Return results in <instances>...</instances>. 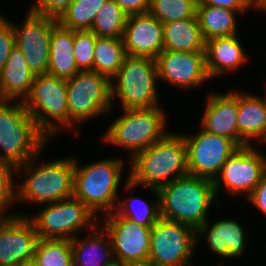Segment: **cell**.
Here are the masks:
<instances>
[{
    "mask_svg": "<svg viewBox=\"0 0 266 266\" xmlns=\"http://www.w3.org/2000/svg\"><path fill=\"white\" fill-rule=\"evenodd\" d=\"M71 2L72 0H37L36 4L34 3L30 10L47 17L58 19Z\"/></svg>",
    "mask_w": 266,
    "mask_h": 266,
    "instance_id": "obj_37",
    "label": "cell"
},
{
    "mask_svg": "<svg viewBox=\"0 0 266 266\" xmlns=\"http://www.w3.org/2000/svg\"><path fill=\"white\" fill-rule=\"evenodd\" d=\"M163 50L205 53L198 17L180 19L163 24Z\"/></svg>",
    "mask_w": 266,
    "mask_h": 266,
    "instance_id": "obj_24",
    "label": "cell"
},
{
    "mask_svg": "<svg viewBox=\"0 0 266 266\" xmlns=\"http://www.w3.org/2000/svg\"><path fill=\"white\" fill-rule=\"evenodd\" d=\"M158 79L190 89L210 79L205 53L163 50L156 58Z\"/></svg>",
    "mask_w": 266,
    "mask_h": 266,
    "instance_id": "obj_16",
    "label": "cell"
},
{
    "mask_svg": "<svg viewBox=\"0 0 266 266\" xmlns=\"http://www.w3.org/2000/svg\"><path fill=\"white\" fill-rule=\"evenodd\" d=\"M34 78L22 52L14 46L0 72V100L24 102L30 94Z\"/></svg>",
    "mask_w": 266,
    "mask_h": 266,
    "instance_id": "obj_21",
    "label": "cell"
},
{
    "mask_svg": "<svg viewBox=\"0 0 266 266\" xmlns=\"http://www.w3.org/2000/svg\"><path fill=\"white\" fill-rule=\"evenodd\" d=\"M208 220L196 230V244L200 236H206L205 240L209 249L225 257H238L244 252L246 245V232L241 225L231 219H224L208 226Z\"/></svg>",
    "mask_w": 266,
    "mask_h": 266,
    "instance_id": "obj_20",
    "label": "cell"
},
{
    "mask_svg": "<svg viewBox=\"0 0 266 266\" xmlns=\"http://www.w3.org/2000/svg\"><path fill=\"white\" fill-rule=\"evenodd\" d=\"M237 11L210 5H197L196 15L205 41L237 35Z\"/></svg>",
    "mask_w": 266,
    "mask_h": 266,
    "instance_id": "obj_27",
    "label": "cell"
},
{
    "mask_svg": "<svg viewBox=\"0 0 266 266\" xmlns=\"http://www.w3.org/2000/svg\"><path fill=\"white\" fill-rule=\"evenodd\" d=\"M158 192L161 218L195 230L208 220V208L216 197L212 180L190 174L161 186Z\"/></svg>",
    "mask_w": 266,
    "mask_h": 266,
    "instance_id": "obj_2",
    "label": "cell"
},
{
    "mask_svg": "<svg viewBox=\"0 0 266 266\" xmlns=\"http://www.w3.org/2000/svg\"><path fill=\"white\" fill-rule=\"evenodd\" d=\"M207 100L201 118L203 130L229 138L238 145V93H211Z\"/></svg>",
    "mask_w": 266,
    "mask_h": 266,
    "instance_id": "obj_19",
    "label": "cell"
},
{
    "mask_svg": "<svg viewBox=\"0 0 266 266\" xmlns=\"http://www.w3.org/2000/svg\"><path fill=\"white\" fill-rule=\"evenodd\" d=\"M183 135L187 146L188 173L214 181L227 158L239 146L231 139L209 133Z\"/></svg>",
    "mask_w": 266,
    "mask_h": 266,
    "instance_id": "obj_14",
    "label": "cell"
},
{
    "mask_svg": "<svg viewBox=\"0 0 266 266\" xmlns=\"http://www.w3.org/2000/svg\"><path fill=\"white\" fill-rule=\"evenodd\" d=\"M22 25L12 23L15 46L22 52L34 75L46 74L49 68L50 38L57 19L38 14L32 10Z\"/></svg>",
    "mask_w": 266,
    "mask_h": 266,
    "instance_id": "obj_13",
    "label": "cell"
},
{
    "mask_svg": "<svg viewBox=\"0 0 266 266\" xmlns=\"http://www.w3.org/2000/svg\"><path fill=\"white\" fill-rule=\"evenodd\" d=\"M123 111V116L111 124L102 138L109 144L128 149L132 152L131 158L167 134L166 116L159 106Z\"/></svg>",
    "mask_w": 266,
    "mask_h": 266,
    "instance_id": "obj_7",
    "label": "cell"
},
{
    "mask_svg": "<svg viewBox=\"0 0 266 266\" xmlns=\"http://www.w3.org/2000/svg\"><path fill=\"white\" fill-rule=\"evenodd\" d=\"M196 245L193 227L160 218L151 228L148 261L157 266H191Z\"/></svg>",
    "mask_w": 266,
    "mask_h": 266,
    "instance_id": "obj_11",
    "label": "cell"
},
{
    "mask_svg": "<svg viewBox=\"0 0 266 266\" xmlns=\"http://www.w3.org/2000/svg\"><path fill=\"white\" fill-rule=\"evenodd\" d=\"M73 196L84 203L95 215L100 210L106 214L116 208L123 162L118 159L100 160L78 167L74 159ZM113 209V210H112Z\"/></svg>",
    "mask_w": 266,
    "mask_h": 266,
    "instance_id": "obj_5",
    "label": "cell"
},
{
    "mask_svg": "<svg viewBox=\"0 0 266 266\" xmlns=\"http://www.w3.org/2000/svg\"><path fill=\"white\" fill-rule=\"evenodd\" d=\"M37 240L36 229L28 216L7 217L0 224V266H17L34 258Z\"/></svg>",
    "mask_w": 266,
    "mask_h": 266,
    "instance_id": "obj_17",
    "label": "cell"
},
{
    "mask_svg": "<svg viewBox=\"0 0 266 266\" xmlns=\"http://www.w3.org/2000/svg\"><path fill=\"white\" fill-rule=\"evenodd\" d=\"M238 146L250 145V139L259 141L266 129V92L265 98L251 94L238 93Z\"/></svg>",
    "mask_w": 266,
    "mask_h": 266,
    "instance_id": "obj_23",
    "label": "cell"
},
{
    "mask_svg": "<svg viewBox=\"0 0 266 266\" xmlns=\"http://www.w3.org/2000/svg\"><path fill=\"white\" fill-rule=\"evenodd\" d=\"M197 5H210L227 8L237 12L245 13L250 8V0H198Z\"/></svg>",
    "mask_w": 266,
    "mask_h": 266,
    "instance_id": "obj_38",
    "label": "cell"
},
{
    "mask_svg": "<svg viewBox=\"0 0 266 266\" xmlns=\"http://www.w3.org/2000/svg\"><path fill=\"white\" fill-rule=\"evenodd\" d=\"M198 0H150L149 13L162 24L197 16Z\"/></svg>",
    "mask_w": 266,
    "mask_h": 266,
    "instance_id": "obj_33",
    "label": "cell"
},
{
    "mask_svg": "<svg viewBox=\"0 0 266 266\" xmlns=\"http://www.w3.org/2000/svg\"><path fill=\"white\" fill-rule=\"evenodd\" d=\"M34 259L38 266H74L70 240L38 239Z\"/></svg>",
    "mask_w": 266,
    "mask_h": 266,
    "instance_id": "obj_32",
    "label": "cell"
},
{
    "mask_svg": "<svg viewBox=\"0 0 266 266\" xmlns=\"http://www.w3.org/2000/svg\"><path fill=\"white\" fill-rule=\"evenodd\" d=\"M206 70L209 78L225 71H234L247 61V56L237 35L215 37L205 44Z\"/></svg>",
    "mask_w": 266,
    "mask_h": 266,
    "instance_id": "obj_22",
    "label": "cell"
},
{
    "mask_svg": "<svg viewBox=\"0 0 266 266\" xmlns=\"http://www.w3.org/2000/svg\"><path fill=\"white\" fill-rule=\"evenodd\" d=\"M111 82L93 70L79 71L66 79L69 127L111 111Z\"/></svg>",
    "mask_w": 266,
    "mask_h": 266,
    "instance_id": "obj_9",
    "label": "cell"
},
{
    "mask_svg": "<svg viewBox=\"0 0 266 266\" xmlns=\"http://www.w3.org/2000/svg\"><path fill=\"white\" fill-rule=\"evenodd\" d=\"M23 104L49 139L68 127L66 79L48 73L35 75L30 94Z\"/></svg>",
    "mask_w": 266,
    "mask_h": 266,
    "instance_id": "obj_8",
    "label": "cell"
},
{
    "mask_svg": "<svg viewBox=\"0 0 266 266\" xmlns=\"http://www.w3.org/2000/svg\"><path fill=\"white\" fill-rule=\"evenodd\" d=\"M130 266H157L156 264H153L152 262L145 261V262H139V263H132Z\"/></svg>",
    "mask_w": 266,
    "mask_h": 266,
    "instance_id": "obj_44",
    "label": "cell"
},
{
    "mask_svg": "<svg viewBox=\"0 0 266 266\" xmlns=\"http://www.w3.org/2000/svg\"><path fill=\"white\" fill-rule=\"evenodd\" d=\"M16 216V213L13 215H7L6 217L0 216V224L7 218V217H13Z\"/></svg>",
    "mask_w": 266,
    "mask_h": 266,
    "instance_id": "obj_45",
    "label": "cell"
},
{
    "mask_svg": "<svg viewBox=\"0 0 266 266\" xmlns=\"http://www.w3.org/2000/svg\"><path fill=\"white\" fill-rule=\"evenodd\" d=\"M127 18L114 0H108L96 14L90 31L97 37L122 38Z\"/></svg>",
    "mask_w": 266,
    "mask_h": 266,
    "instance_id": "obj_30",
    "label": "cell"
},
{
    "mask_svg": "<svg viewBox=\"0 0 266 266\" xmlns=\"http://www.w3.org/2000/svg\"><path fill=\"white\" fill-rule=\"evenodd\" d=\"M266 91V90H265ZM266 142V129H265V133H264V137L259 141L260 143L262 142Z\"/></svg>",
    "mask_w": 266,
    "mask_h": 266,
    "instance_id": "obj_46",
    "label": "cell"
},
{
    "mask_svg": "<svg viewBox=\"0 0 266 266\" xmlns=\"http://www.w3.org/2000/svg\"><path fill=\"white\" fill-rule=\"evenodd\" d=\"M105 234L106 238L108 237L107 240H105ZM70 243L74 266H105L114 259L112 242L103 225L98 230L95 229V232L86 240L74 237Z\"/></svg>",
    "mask_w": 266,
    "mask_h": 266,
    "instance_id": "obj_26",
    "label": "cell"
},
{
    "mask_svg": "<svg viewBox=\"0 0 266 266\" xmlns=\"http://www.w3.org/2000/svg\"><path fill=\"white\" fill-rule=\"evenodd\" d=\"M37 158L17 167L16 173L23 170L28 175L22 184H17V201L46 204L72 197L74 158L52 160L35 168Z\"/></svg>",
    "mask_w": 266,
    "mask_h": 266,
    "instance_id": "obj_4",
    "label": "cell"
},
{
    "mask_svg": "<svg viewBox=\"0 0 266 266\" xmlns=\"http://www.w3.org/2000/svg\"><path fill=\"white\" fill-rule=\"evenodd\" d=\"M122 40L127 55L156 59L163 51V24L149 12L128 16Z\"/></svg>",
    "mask_w": 266,
    "mask_h": 266,
    "instance_id": "obj_18",
    "label": "cell"
},
{
    "mask_svg": "<svg viewBox=\"0 0 266 266\" xmlns=\"http://www.w3.org/2000/svg\"><path fill=\"white\" fill-rule=\"evenodd\" d=\"M13 171L17 167L13 164L0 160V216L5 217V210L10 208L11 203L17 200V184L13 180ZM15 184V185H14Z\"/></svg>",
    "mask_w": 266,
    "mask_h": 266,
    "instance_id": "obj_35",
    "label": "cell"
},
{
    "mask_svg": "<svg viewBox=\"0 0 266 266\" xmlns=\"http://www.w3.org/2000/svg\"><path fill=\"white\" fill-rule=\"evenodd\" d=\"M17 266H38V264H37L36 260L34 258H32V259L25 260V261L21 262Z\"/></svg>",
    "mask_w": 266,
    "mask_h": 266,
    "instance_id": "obj_43",
    "label": "cell"
},
{
    "mask_svg": "<svg viewBox=\"0 0 266 266\" xmlns=\"http://www.w3.org/2000/svg\"><path fill=\"white\" fill-rule=\"evenodd\" d=\"M74 57V31L58 23L51 32L47 73L58 78H72L79 72Z\"/></svg>",
    "mask_w": 266,
    "mask_h": 266,
    "instance_id": "obj_25",
    "label": "cell"
},
{
    "mask_svg": "<svg viewBox=\"0 0 266 266\" xmlns=\"http://www.w3.org/2000/svg\"><path fill=\"white\" fill-rule=\"evenodd\" d=\"M46 205L48 206L37 215L29 218L34 224L38 239L72 240L74 234L83 227H90L92 231L98 229L95 222L97 216L74 196Z\"/></svg>",
    "mask_w": 266,
    "mask_h": 266,
    "instance_id": "obj_10",
    "label": "cell"
},
{
    "mask_svg": "<svg viewBox=\"0 0 266 266\" xmlns=\"http://www.w3.org/2000/svg\"><path fill=\"white\" fill-rule=\"evenodd\" d=\"M130 160L126 190L138 186L159 189L188 175L187 146L182 134H167Z\"/></svg>",
    "mask_w": 266,
    "mask_h": 266,
    "instance_id": "obj_1",
    "label": "cell"
},
{
    "mask_svg": "<svg viewBox=\"0 0 266 266\" xmlns=\"http://www.w3.org/2000/svg\"><path fill=\"white\" fill-rule=\"evenodd\" d=\"M250 6H255L261 11H266V0H250Z\"/></svg>",
    "mask_w": 266,
    "mask_h": 266,
    "instance_id": "obj_41",
    "label": "cell"
},
{
    "mask_svg": "<svg viewBox=\"0 0 266 266\" xmlns=\"http://www.w3.org/2000/svg\"><path fill=\"white\" fill-rule=\"evenodd\" d=\"M111 81L112 100L118 96L123 109L158 107L156 59L127 55Z\"/></svg>",
    "mask_w": 266,
    "mask_h": 266,
    "instance_id": "obj_6",
    "label": "cell"
},
{
    "mask_svg": "<svg viewBox=\"0 0 266 266\" xmlns=\"http://www.w3.org/2000/svg\"><path fill=\"white\" fill-rule=\"evenodd\" d=\"M104 229L110 236L114 258L125 263L148 261L152 227H145L118 215L105 214Z\"/></svg>",
    "mask_w": 266,
    "mask_h": 266,
    "instance_id": "obj_15",
    "label": "cell"
},
{
    "mask_svg": "<svg viewBox=\"0 0 266 266\" xmlns=\"http://www.w3.org/2000/svg\"><path fill=\"white\" fill-rule=\"evenodd\" d=\"M15 46V34L12 23L4 17L0 20V72L6 64L11 49Z\"/></svg>",
    "mask_w": 266,
    "mask_h": 266,
    "instance_id": "obj_36",
    "label": "cell"
},
{
    "mask_svg": "<svg viewBox=\"0 0 266 266\" xmlns=\"http://www.w3.org/2000/svg\"><path fill=\"white\" fill-rule=\"evenodd\" d=\"M266 174V156L259 153L252 145L239 147L231 154L218 176L214 179L215 194L222 186L231 194H246V198ZM223 182V184H222Z\"/></svg>",
    "mask_w": 266,
    "mask_h": 266,
    "instance_id": "obj_12",
    "label": "cell"
},
{
    "mask_svg": "<svg viewBox=\"0 0 266 266\" xmlns=\"http://www.w3.org/2000/svg\"><path fill=\"white\" fill-rule=\"evenodd\" d=\"M127 57L122 38L97 37L93 71L112 79Z\"/></svg>",
    "mask_w": 266,
    "mask_h": 266,
    "instance_id": "obj_28",
    "label": "cell"
},
{
    "mask_svg": "<svg viewBox=\"0 0 266 266\" xmlns=\"http://www.w3.org/2000/svg\"><path fill=\"white\" fill-rule=\"evenodd\" d=\"M247 199L266 216V174Z\"/></svg>",
    "mask_w": 266,
    "mask_h": 266,
    "instance_id": "obj_40",
    "label": "cell"
},
{
    "mask_svg": "<svg viewBox=\"0 0 266 266\" xmlns=\"http://www.w3.org/2000/svg\"><path fill=\"white\" fill-rule=\"evenodd\" d=\"M105 266H130V264L114 258L111 262L107 263Z\"/></svg>",
    "mask_w": 266,
    "mask_h": 266,
    "instance_id": "obj_42",
    "label": "cell"
},
{
    "mask_svg": "<svg viewBox=\"0 0 266 266\" xmlns=\"http://www.w3.org/2000/svg\"><path fill=\"white\" fill-rule=\"evenodd\" d=\"M147 189H150V191L152 190L154 194H157L156 199L158 200L156 202L148 203L142 199L140 200V198L130 197L123 201L118 200L117 201L118 205L116 206H119V207L116 208L115 212L122 217L128 218L136 222L137 224L143 225L145 227H153L154 224L161 218L160 197H159L158 189H154V188H147ZM138 205L140 206L139 208H138Z\"/></svg>",
    "mask_w": 266,
    "mask_h": 266,
    "instance_id": "obj_31",
    "label": "cell"
},
{
    "mask_svg": "<svg viewBox=\"0 0 266 266\" xmlns=\"http://www.w3.org/2000/svg\"><path fill=\"white\" fill-rule=\"evenodd\" d=\"M96 39L90 30L74 31V58L79 71L93 70Z\"/></svg>",
    "mask_w": 266,
    "mask_h": 266,
    "instance_id": "obj_34",
    "label": "cell"
},
{
    "mask_svg": "<svg viewBox=\"0 0 266 266\" xmlns=\"http://www.w3.org/2000/svg\"><path fill=\"white\" fill-rule=\"evenodd\" d=\"M128 15L145 14L149 12L150 0H114Z\"/></svg>",
    "mask_w": 266,
    "mask_h": 266,
    "instance_id": "obj_39",
    "label": "cell"
},
{
    "mask_svg": "<svg viewBox=\"0 0 266 266\" xmlns=\"http://www.w3.org/2000/svg\"><path fill=\"white\" fill-rule=\"evenodd\" d=\"M0 100V160L15 167L40 155L49 138L37 127L21 101Z\"/></svg>",
    "mask_w": 266,
    "mask_h": 266,
    "instance_id": "obj_3",
    "label": "cell"
},
{
    "mask_svg": "<svg viewBox=\"0 0 266 266\" xmlns=\"http://www.w3.org/2000/svg\"><path fill=\"white\" fill-rule=\"evenodd\" d=\"M108 0H72L57 19L58 23L73 31L90 30L96 14Z\"/></svg>",
    "mask_w": 266,
    "mask_h": 266,
    "instance_id": "obj_29",
    "label": "cell"
}]
</instances>
